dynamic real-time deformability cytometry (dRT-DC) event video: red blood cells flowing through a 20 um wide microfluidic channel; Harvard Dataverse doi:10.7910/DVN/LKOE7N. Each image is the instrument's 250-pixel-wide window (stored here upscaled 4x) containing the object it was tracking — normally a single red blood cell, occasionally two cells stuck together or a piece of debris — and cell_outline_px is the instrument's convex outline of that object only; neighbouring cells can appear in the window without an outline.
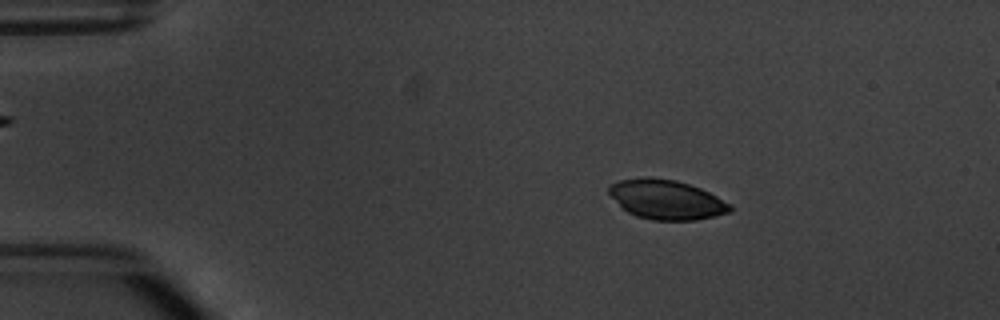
{"species": "common noctule bat (a hibernating species)", "species_latin": "Nyctalus noctula", "temperature_condition": "warm", "stored_images_in_passage": 7, "camera_frame_rate_fps": 3000, "um_per_image_px": 0.085, "animal": {"sex": "male", "body_mass_g": 20.1, "forearm_length_mm": 53.5}, "frame": {"image": 1, "passage_image": 3, "time_ms": 2.333, "image_size_px": [1000, 320], "cell_outline_px": [[732, 212], [716, 216], [696, 220], [652, 220], [636, 216], [620, 208], [608, 192], [608, 184], [620, 180], [648, 176], [676, 180], [700, 188], [732, 204]], "centroid_in_image_um": [56.63, 16.96], "position_along_channel_um": 28.4, "area_um2": 28.21}}
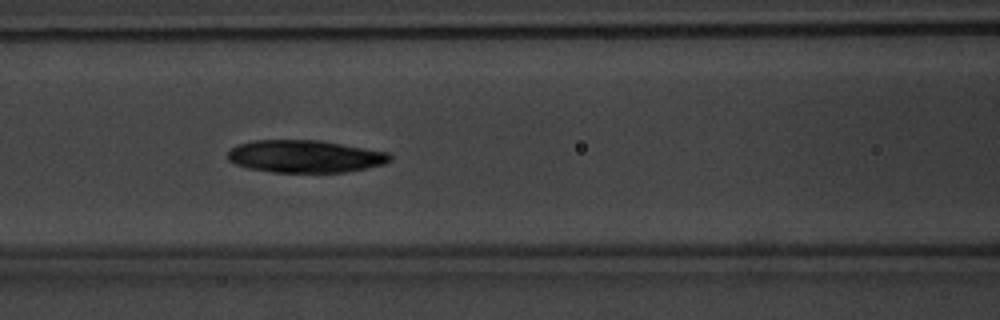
{"frame": {"image": 2, "passage_image": 7, "time_ms": 7.0, "image_size_px": [1000, 320], "cell_outline_px": [[392, 160], [384, 164], [368, 168], [344, 172], [272, 172], [248, 168], [236, 164], [228, 160], [228, 152], [232, 148], [240, 144], [256, 140], [320, 140], [388, 152], [392, 156]], "centroid_in_image_um": [25.96, 13.29], "position_along_channel_um": 140.6, "area_um2": 30.63}}